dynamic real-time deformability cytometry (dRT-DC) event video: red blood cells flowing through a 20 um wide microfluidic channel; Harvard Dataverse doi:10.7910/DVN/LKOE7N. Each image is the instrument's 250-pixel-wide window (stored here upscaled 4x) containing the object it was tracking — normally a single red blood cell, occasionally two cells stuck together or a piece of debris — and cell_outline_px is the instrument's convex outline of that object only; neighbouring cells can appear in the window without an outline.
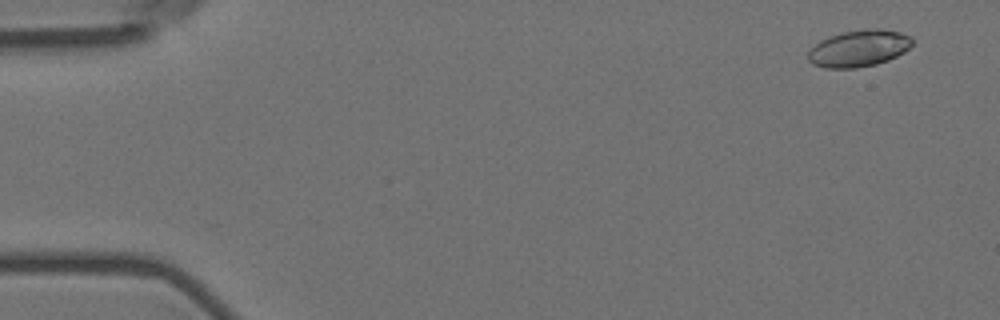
{"species": "Egyptian fruit bat (a non-hibernating species)", "species_latin": "Rousettus aegyptiacus", "temperature_condition": "room temperature", "stored_images_in_passage": 4, "camera_frame_rate_fps": 3000, "um_per_image_px": 0.085, "animal": {"sex": "female"}, "frame": {"image": 1, "passage_image": 4, "time_ms": 1.0, "image_size_px": [1000, 320], "cell_outline_px": [[912, 44], [904, 52], [888, 60], [876, 64], [856, 68], [824, 68], [812, 64], [808, 60], [808, 52], [820, 40], [828, 36], [844, 32], [864, 28], [880, 28], [900, 32], [912, 36]], "centroid_in_image_um": [73.0, 4.1], "position_along_channel_um": 12.0, "area_um2": 22.43}}